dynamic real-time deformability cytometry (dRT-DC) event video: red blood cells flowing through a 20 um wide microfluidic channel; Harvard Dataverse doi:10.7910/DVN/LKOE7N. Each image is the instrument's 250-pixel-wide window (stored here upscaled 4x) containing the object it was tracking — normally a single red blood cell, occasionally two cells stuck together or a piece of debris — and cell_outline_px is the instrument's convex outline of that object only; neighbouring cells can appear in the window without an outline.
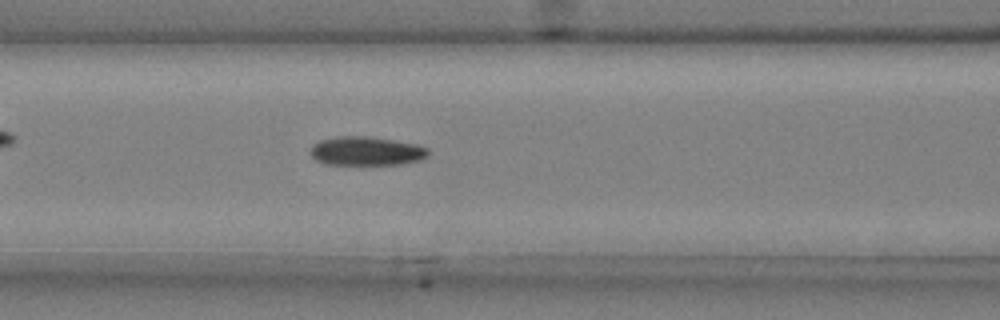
{"species": "common noctule bat (a hibernating species)", "species_latin": "Nyctalus noctula", "temperature_condition": "cold", "stored_images_in_passage": 46, "camera_frame_rate_fps": 3000, "um_per_image_px": 0.085, "animal": {"sex": "male", "body_mass_g": 20.4}, "frame": {"image": 1, "passage_image": 18, "time_ms": 5.667, "image_size_px": [1000, 320], "cell_outline_px": [[428, 156], [420, 160], [400, 164], [324, 164], [316, 160], [312, 156], [312, 144], [320, 140], [340, 136], [368, 136], [416, 144], [428, 148]], "centroid_in_image_um": [31.14, 12.84], "position_along_channel_um": 135.5, "area_um2": 19.65}}
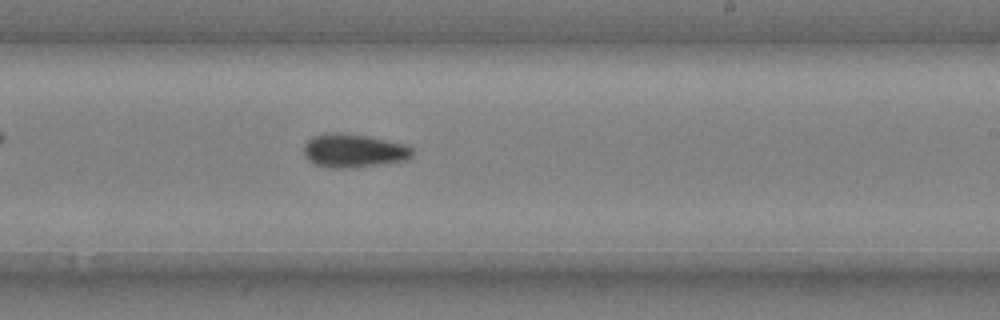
{"frame": {"image": 2, "passage_image": 28, "time_ms": 9.0, "image_size_px": [1000, 320], "cell_outline_px": [[412, 156], [404, 160], [388, 164], [352, 168], [324, 168], [312, 164], [304, 156], [304, 144], [312, 136], [340, 132], [368, 136], [404, 144], [412, 148]], "centroid_in_image_um": [30.03, 12.83], "position_along_channel_um": 259.0, "area_um2": 21.5}}
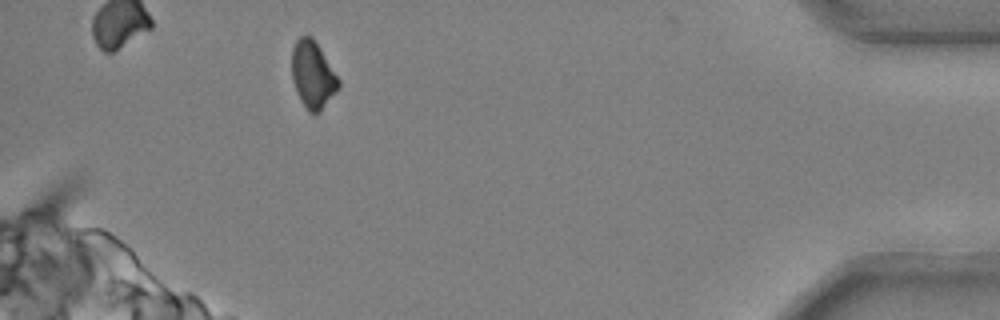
{"frame": {"image": 3, "passage_image": 44, "time_ms": 14.333, "image_size_px": [1000, 320], "cell_outline_px": [[340, 88], [320, 112], [308, 112], [300, 100], [292, 80], [292, 48], [296, 40], [300, 36], [312, 36], [320, 48], [340, 80]], "centroid_in_image_um": [26.59, 6.36], "position_along_channel_um": 408.6, "area_um2": 18.32}}